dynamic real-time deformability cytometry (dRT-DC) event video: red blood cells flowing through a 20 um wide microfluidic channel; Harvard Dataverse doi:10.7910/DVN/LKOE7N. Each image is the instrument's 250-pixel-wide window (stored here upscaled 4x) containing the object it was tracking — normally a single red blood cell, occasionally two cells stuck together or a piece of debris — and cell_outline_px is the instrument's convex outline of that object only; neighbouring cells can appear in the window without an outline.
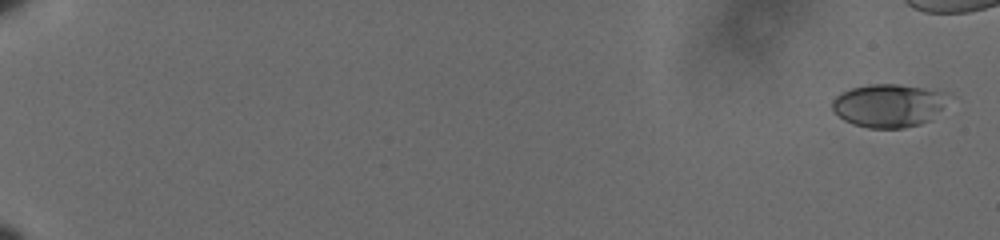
{"species": "human", "species_latin": "Homo sapiens", "temperature_condition": "cold", "stored_images_in_passage": 14, "camera_frame_rate_fps": 3000, "um_per_image_px": 0.085, "donor": {"sex": "male"}, "frame": {"image": 1, "passage_image": 1, "time_ms": 0.0, "image_size_px": [1000, 240], "cell_outline_px": [[948, 92], [940, 108], [928, 120], [920, 124], [904, 128], [868, 128], [852, 124], [844, 120], [832, 108], [832, 100], [840, 92], [852, 88], [868, 84], [900, 84]], "centroid_in_image_um": [75.46, 8.96], "position_along_channel_um": 9.5, "area_um2": 28.84}}
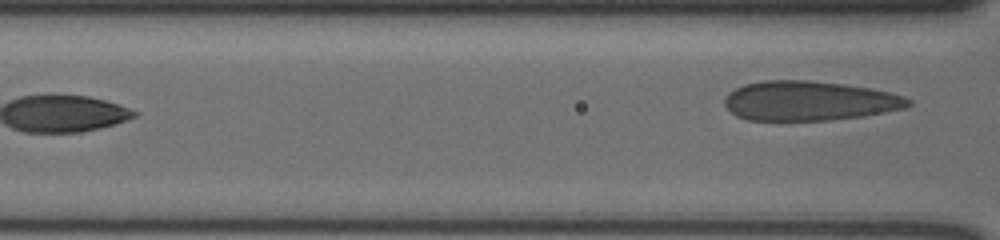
{"frame": {"image": 2, "passage_image": 14, "time_ms": 4.333, "image_size_px": [1000, 240], "cell_outline_px": [[912, 104], [904, 108], [884, 112], [860, 116], [828, 120], [748, 120], [736, 116], [724, 104], [724, 96], [728, 92], [744, 84], [764, 80], [808, 80], [840, 84], [868, 88], [888, 92], [904, 96], [912, 100]], "centroid_in_image_um": [68.74, 8.57], "position_along_channel_um": 97.9, "area_um2": 42.14}}